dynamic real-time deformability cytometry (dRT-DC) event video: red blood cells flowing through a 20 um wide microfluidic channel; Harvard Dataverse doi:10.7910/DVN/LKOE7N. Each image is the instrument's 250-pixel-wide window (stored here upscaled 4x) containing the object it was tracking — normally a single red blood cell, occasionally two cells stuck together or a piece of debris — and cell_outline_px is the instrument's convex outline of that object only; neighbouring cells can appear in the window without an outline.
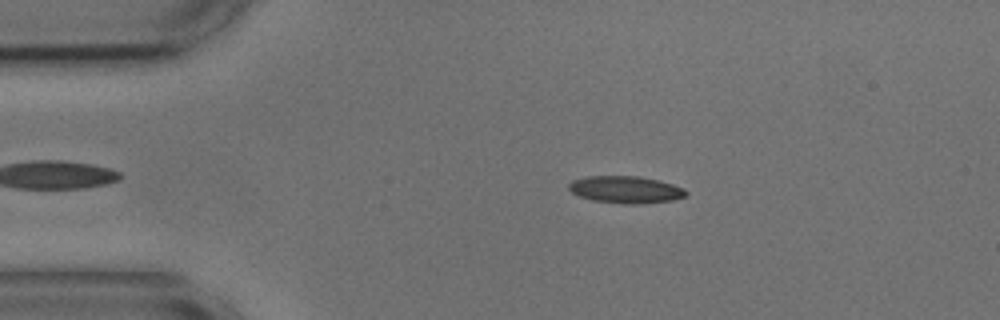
{"species": "common noctule bat (a hibernating species)", "species_latin": "Nyctalus noctula", "temperature_condition": "cold", "stored_images_in_passage": 47, "camera_frame_rate_fps": 3000, "um_per_image_px": 0.085, "animal": {"sex": "male", "body_mass_g": 17.9, "forearm_length_mm": 54.2}, "frame": {"image": 1, "passage_image": 9, "time_ms": 2.667, "image_size_px": [1000, 320], "cell_outline_px": [[688, 192], [684, 196], [672, 200], [640, 204], [624, 204], [592, 200], [580, 196], [572, 192], [568, 188], [568, 184], [572, 180], [588, 176], [636, 176], [656, 180], [672, 184], [684, 188]], "centroid_in_image_um": [53.16, 16.12], "position_along_channel_um": 31.8, "area_um2": 18.38}}
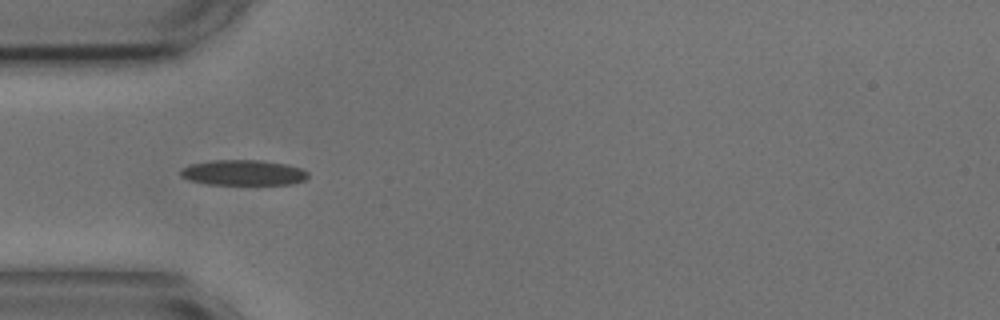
{"frame": {"image": 2, "passage_image": 15, "time_ms": 4.667, "image_size_px": [1000, 320], "cell_outline_px": [[308, 176], [304, 180], [292, 184], [208, 184], [188, 180], [180, 176], [180, 168], [188, 164], [212, 160], [264, 160], [288, 164], [300, 168], [308, 172]], "centroid_in_image_um": [20.64, 14.66], "position_along_channel_um": 64.4, "area_um2": 19.07}}
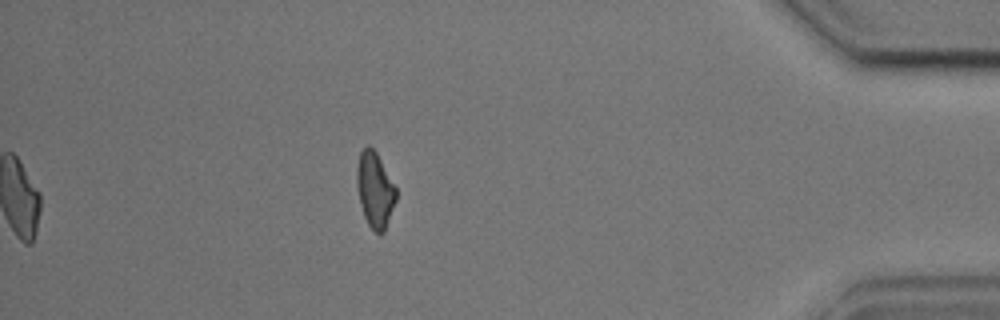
{"frame": {"image": 3, "passage_image": 47, "time_ms": 15.333, "image_size_px": [1000, 320], "cell_outline_px": [[396, 200], [384, 232], [380, 236], [368, 224], [364, 216], [360, 204], [356, 184], [356, 168], [360, 152], [368, 144], [376, 152], [396, 188]], "centroid_in_image_um": [31.85, 16.14], "position_along_channel_um": 403.3, "area_um2": 17.17}, "authors_computed_cell_mechanics": {"area_um2": 17.918, "velocity_mm_per_s": 3.6131, "shape_relaxation_time_tau1_ms": 8.7671, "shape_relaxation_time_tau2_ms": 3.9681, "deformation_change_tau1": 0.1931, "deformation_change_tau2": 0.1166}}